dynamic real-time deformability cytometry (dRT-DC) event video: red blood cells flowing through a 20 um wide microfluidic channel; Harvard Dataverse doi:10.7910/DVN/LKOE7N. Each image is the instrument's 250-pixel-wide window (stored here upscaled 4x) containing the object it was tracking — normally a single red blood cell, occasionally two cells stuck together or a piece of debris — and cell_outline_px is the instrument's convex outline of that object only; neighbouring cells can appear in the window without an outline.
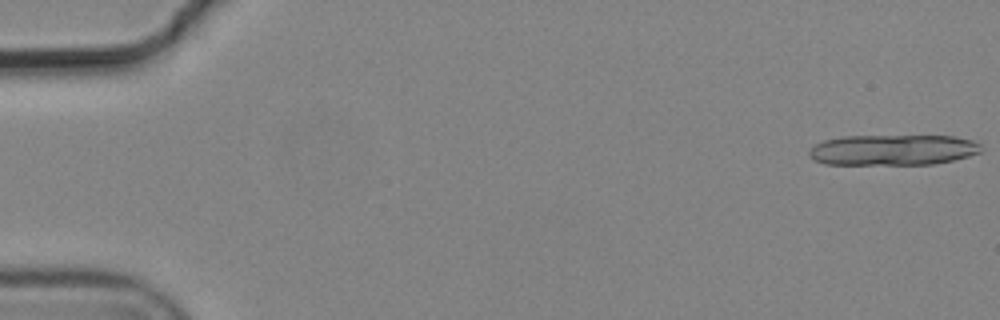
{"species": "common noctule bat (a hibernating species)", "species_latin": "Nyctalus noctula", "temperature_condition": "cold", "stored_images_in_passage": 5, "camera_frame_rate_fps": 3000, "um_per_image_px": 0.085, "animal": {"sex": "male", "body_mass_g": 19.2, "forearm_length_mm": 51.8}, "frame": {"image": 1, "passage_image": 1, "time_ms": 0.0, "image_size_px": [1000, 320], "cell_outline_px": [[980, 152], [968, 156], [952, 160], [932, 164], [824, 164], [808, 156], [808, 152], [816, 144], [824, 140], [844, 136], [956, 136], [972, 140], [980, 144]], "centroid_in_image_um": [75.89, 12.74], "position_along_channel_um": 9.1, "area_um2": 30.58}}